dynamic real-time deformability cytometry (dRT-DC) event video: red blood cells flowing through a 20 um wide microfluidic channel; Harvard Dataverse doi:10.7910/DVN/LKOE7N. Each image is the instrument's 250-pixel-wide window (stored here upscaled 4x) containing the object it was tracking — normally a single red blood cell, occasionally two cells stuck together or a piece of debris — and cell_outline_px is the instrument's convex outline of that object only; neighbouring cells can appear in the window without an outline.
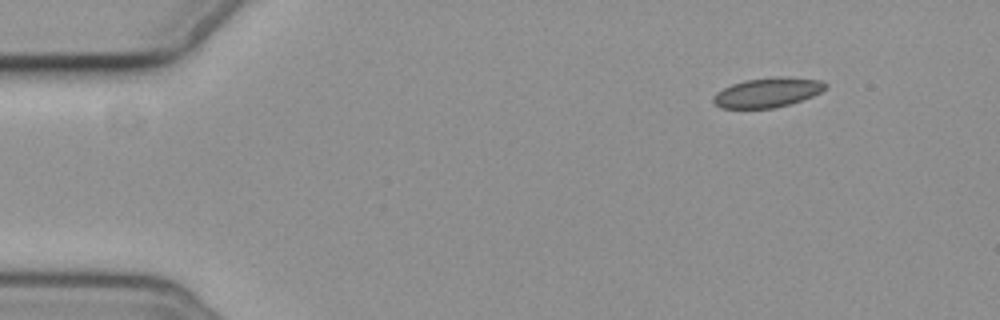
{"species": "common noctule bat (a hibernating species)", "species_latin": "Nyctalus noctula", "temperature_condition": "cold", "stored_images_in_passage": 5, "camera_frame_rate_fps": 3000, "um_per_image_px": 0.085, "animal": {"sex": "female", "body_mass_g": 19.3, "forearm_length_mm": 54.1}, "frame": {"image": 1, "passage_image": 1, "time_ms": 0.0, "image_size_px": [1000, 320], "cell_outline_px": [[828, 88], [812, 96], [776, 108], [720, 108], [712, 100], [712, 96], [716, 92], [732, 84], [744, 80], [776, 76], [788, 76], [820, 80], [828, 84]], "centroid_in_image_um": [65.25, 7.84], "position_along_channel_um": 19.8, "area_um2": 19.48}}
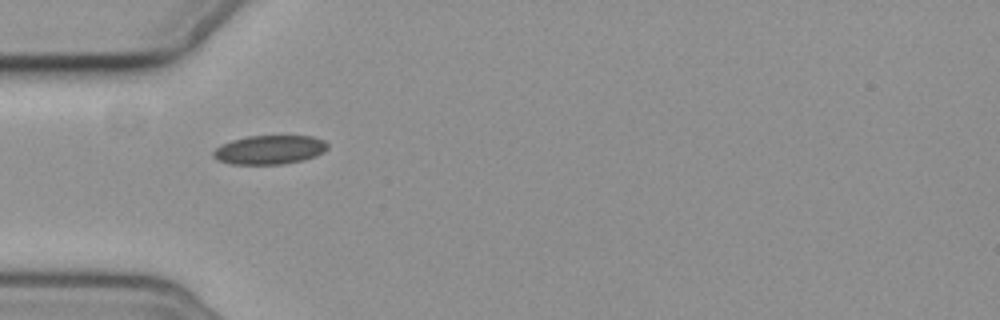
{"frame": {"image": 2, "passage_image": 4, "time_ms": 3.667, "image_size_px": [1000, 320], "cell_outline_px": [[328, 148], [324, 152], [316, 156], [304, 160], [284, 164], [232, 164], [216, 160], [212, 156], [212, 152], [220, 144], [232, 140], [248, 136], [312, 136], [324, 140], [328, 144]], "centroid_in_image_um": [22.91, 12.73], "position_along_channel_um": 62.1, "area_um2": 19.48}}
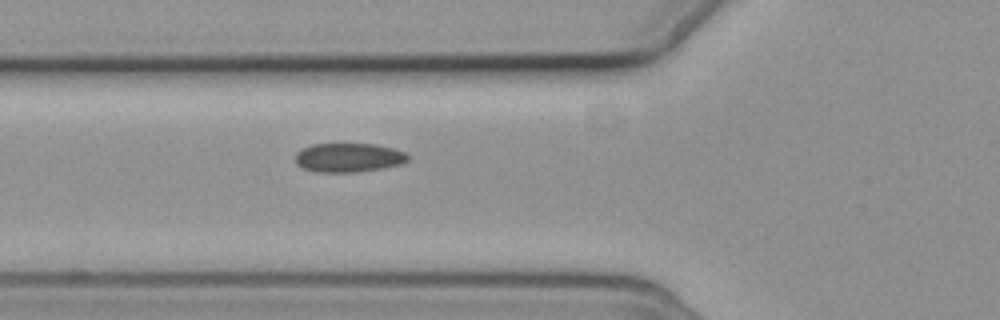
{"frame": {"image": 3, "passage_image": 5, "time_ms": 4.667, "image_size_px": [1000, 320], "cell_outline_px": [[408, 160], [400, 164], [384, 168], [356, 172], [316, 172], [304, 168], [296, 164], [296, 152], [312, 144], [376, 144], [392, 148], [404, 152], [408, 156]], "centroid_in_image_um": [29.62, 13.4], "position_along_channel_um": 96.2, "area_um2": 18.96}}